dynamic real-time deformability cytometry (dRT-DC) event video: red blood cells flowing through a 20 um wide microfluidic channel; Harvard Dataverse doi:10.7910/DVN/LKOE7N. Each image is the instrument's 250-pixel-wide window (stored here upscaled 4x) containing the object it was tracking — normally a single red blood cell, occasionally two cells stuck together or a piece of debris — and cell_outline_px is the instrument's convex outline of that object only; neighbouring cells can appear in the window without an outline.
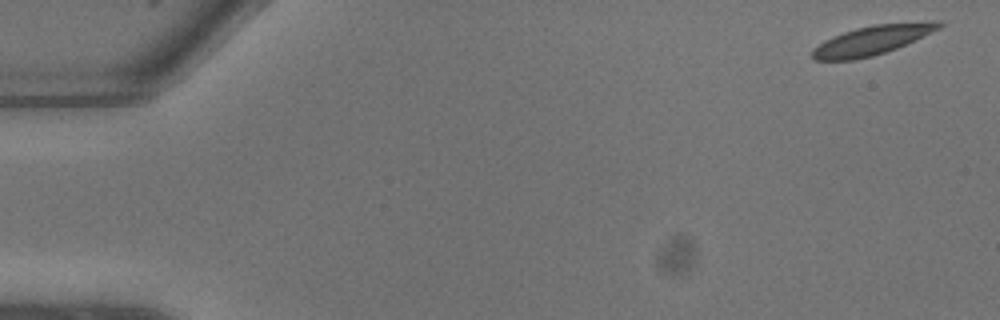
{"species": "common noctule bat (a hibernating species)", "species_latin": "Nyctalus noctula", "temperature_condition": "warm", "stored_images_in_passage": 10, "camera_frame_rate_fps": 3000, "um_per_image_px": 0.085, "animal": {"sex": "male", "body_mass_g": 13.3}, "frame": {"image": 1, "passage_image": 1, "time_ms": 0.0, "image_size_px": [1000, 320], "cell_outline_px": [[944, 24], [940, 28], [932, 32], [896, 48], [872, 56], [856, 60], [812, 60], [812, 48], [824, 40], [832, 36], [856, 28], [872, 24], [936, 20], [940, 20]], "centroid_in_image_um": [74.13, 3.4], "position_along_channel_um": 10.9, "area_um2": 21.73}}
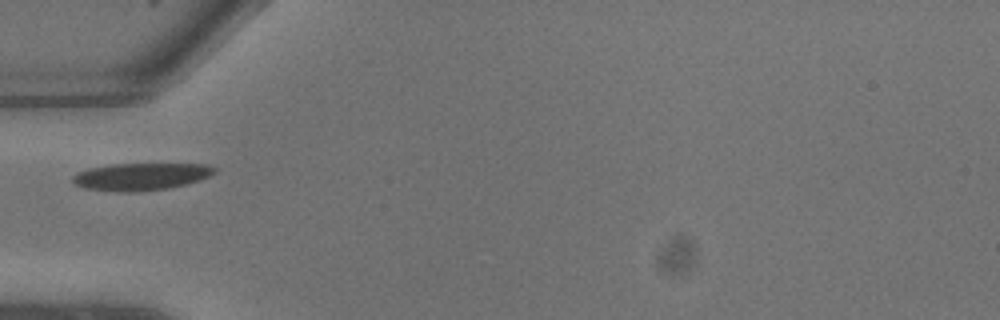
{"frame": {"image": 2, "passage_image": 8, "time_ms": 2.333, "image_size_px": [1000, 320], "cell_outline_px": [[216, 172], [200, 180], [168, 188], [136, 192], [120, 192], [84, 188], [72, 184], [72, 176], [88, 168], [112, 164], [208, 164], [216, 168]], "centroid_in_image_um": [11.95, 15.01], "position_along_channel_um": 73.0, "area_um2": 22.54}}
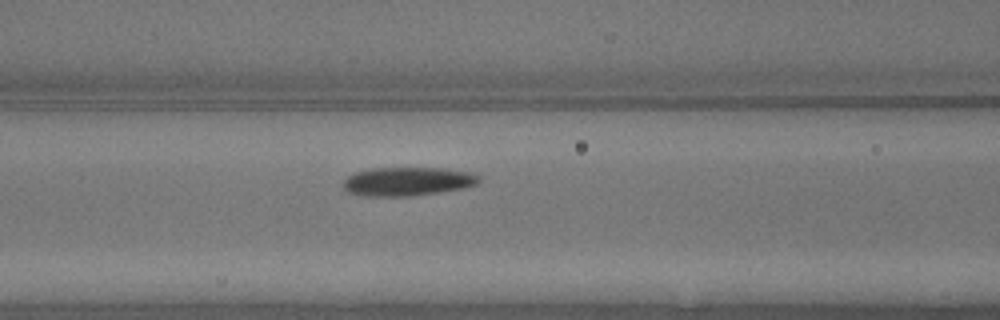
{"frame": {"image": 3, "passage_image": 10, "time_ms": 3.0, "image_size_px": [1000, 320], "cell_outline_px": [[480, 180], [476, 184], [464, 188], [440, 192], [412, 196], [360, 196], [348, 192], [344, 188], [344, 180], [352, 172], [372, 168], [444, 168], [472, 172], [480, 176]], "centroid_in_image_um": [34.64, 15.42], "position_along_channel_um": 132.0, "area_um2": 22.95}}